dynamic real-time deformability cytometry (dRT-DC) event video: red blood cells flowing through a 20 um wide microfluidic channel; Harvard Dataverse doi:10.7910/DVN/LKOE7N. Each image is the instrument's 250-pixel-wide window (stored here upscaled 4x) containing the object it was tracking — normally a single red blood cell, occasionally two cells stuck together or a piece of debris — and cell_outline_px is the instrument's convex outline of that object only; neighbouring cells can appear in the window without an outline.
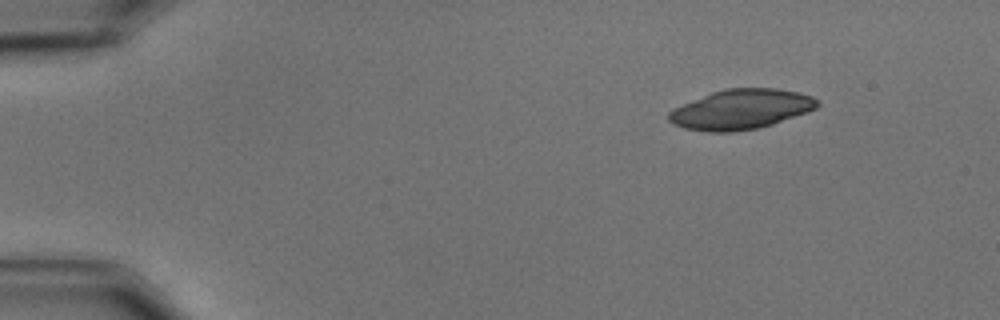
{"species": "common noctule bat (a hibernating species)", "species_latin": "Nyctalus noctula", "temperature_condition": "cold", "stored_images_in_passage": 5, "camera_frame_rate_fps": 3000, "um_per_image_px": 0.085, "animal": {"sex": "male", "body_mass_g": 15.6}, "frame": {"image": 1, "passage_image": 1, "time_ms": 0.0, "image_size_px": [1000, 320], "cell_outline_px": [[820, 104], [816, 108], [808, 112], [760, 128], [732, 132], [708, 132], [684, 128], [672, 124], [668, 120], [668, 112], [684, 104], [712, 92], [728, 88], [776, 88], [796, 92], [812, 96], [820, 100]], "centroid_in_image_um": [63.01, 9.3], "position_along_channel_um": 22.0, "area_um2": 34.45}}